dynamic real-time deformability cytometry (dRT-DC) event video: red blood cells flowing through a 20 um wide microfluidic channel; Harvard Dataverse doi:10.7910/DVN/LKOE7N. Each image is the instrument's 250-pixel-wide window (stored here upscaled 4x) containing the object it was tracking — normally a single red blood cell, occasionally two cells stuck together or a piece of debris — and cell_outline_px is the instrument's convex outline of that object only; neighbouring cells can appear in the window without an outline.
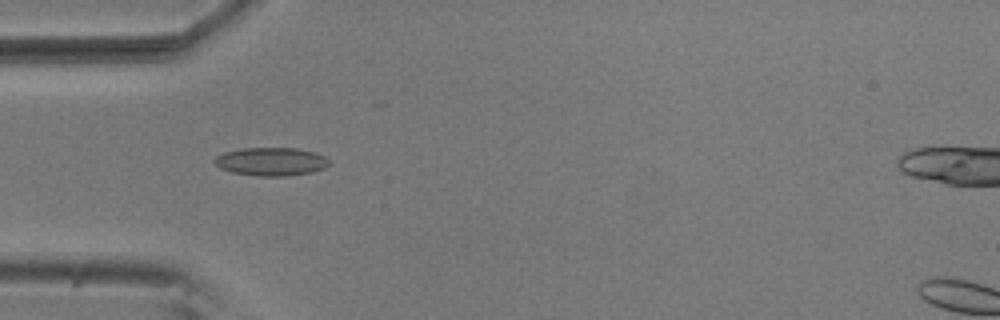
{"species": "common noctule bat (a hibernating species)", "species_latin": "Nyctalus noctula", "temperature_condition": "room temperature", "stored_images_in_passage": 5, "camera_frame_rate_fps": 3000, "um_per_image_px": 0.085, "animal": {"sex": "male", "body_mass_g": 20.5, "forearm_length_mm": 52.5}, "frame": {"image": 1, "passage_image": 5, "time_ms": 1.333, "image_size_px": [1000, 320], "cell_outline_px": [[328, 164], [324, 168], [312, 172], [288, 176], [256, 176], [232, 172], [220, 168], [212, 160], [216, 156], [224, 152], [240, 148], [296, 148], [316, 152], [324, 156], [328, 160]], "centroid_in_image_um": [23.02, 13.73], "position_along_channel_um": 62.0, "area_um2": 18.96}}